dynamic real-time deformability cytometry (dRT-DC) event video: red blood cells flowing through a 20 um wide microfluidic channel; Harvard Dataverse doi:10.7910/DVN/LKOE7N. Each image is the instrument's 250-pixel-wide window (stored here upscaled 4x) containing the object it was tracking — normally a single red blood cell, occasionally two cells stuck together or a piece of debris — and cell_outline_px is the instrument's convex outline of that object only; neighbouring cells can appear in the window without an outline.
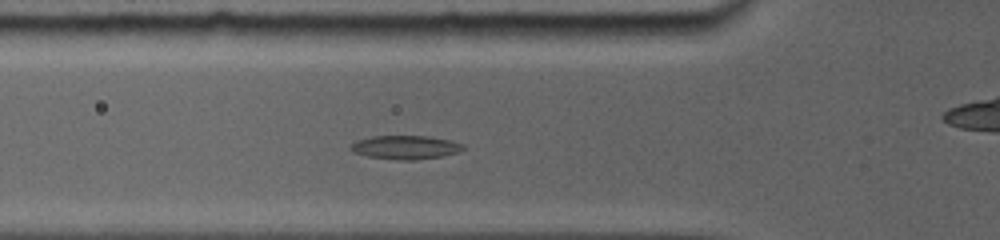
{"species": "common noctule bat (a hibernating species)", "species_latin": "Nyctalus noctula", "temperature_condition": "room temperature", "stored_images_in_passage": 29, "camera_frame_rate_fps": 5000, "um_per_image_px": 0.085, "animal": {"sex": "female", "body_mass_g": 19.0, "forearm_length_mm": 56.7}, "frame": {"image": 1, "passage_image": 9, "time_ms": 3.2, "image_size_px": [1000, 240], "cell_outline_px": [[464, 148], [460, 152], [440, 156], [412, 160], [396, 160], [368, 156], [352, 152], [348, 148], [348, 144], [356, 140], [372, 136], [432, 136], [464, 144]], "centroid_in_image_um": [34.4, 12.51], "position_along_channel_um": 91.4, "area_um2": 15.66}}
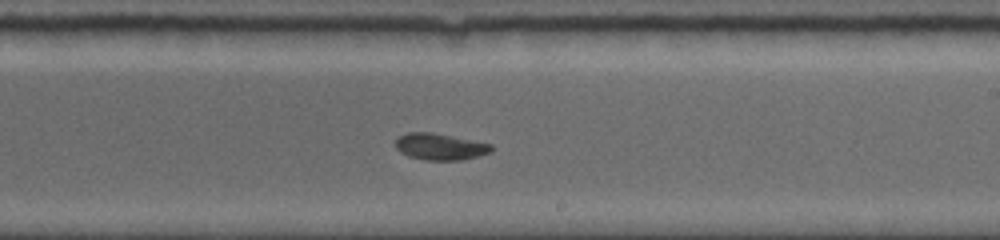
{"frame": {"image": 2, "passage_image": 19, "time_ms": 7.4, "image_size_px": [1000, 240], "cell_outline_px": [[492, 152], [460, 160], [424, 160], [408, 156], [400, 152], [396, 148], [396, 140], [400, 136], [408, 132], [432, 132], [492, 144]], "centroid_in_image_um": [37.39, 12.47], "position_along_channel_um": 251.6, "area_um2": 14.74}}
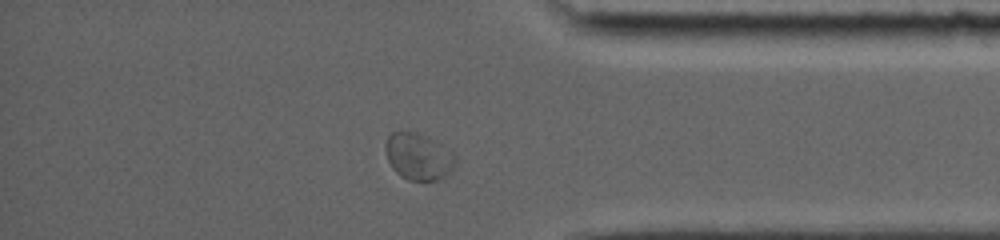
{"frame": {"image": 3, "passage_image": 27, "time_ms": 11.4, "image_size_px": [1000, 240], "cell_outline_px": [[456, 168], [452, 172], [436, 180], [408, 180], [400, 176], [392, 168], [388, 160], [384, 148], [388, 136], [392, 132], [416, 132], [428, 136], [444, 144], [456, 156]], "centroid_in_image_um": [35.6, 13.3], "position_along_channel_um": 399.6, "area_um2": 19.42}}